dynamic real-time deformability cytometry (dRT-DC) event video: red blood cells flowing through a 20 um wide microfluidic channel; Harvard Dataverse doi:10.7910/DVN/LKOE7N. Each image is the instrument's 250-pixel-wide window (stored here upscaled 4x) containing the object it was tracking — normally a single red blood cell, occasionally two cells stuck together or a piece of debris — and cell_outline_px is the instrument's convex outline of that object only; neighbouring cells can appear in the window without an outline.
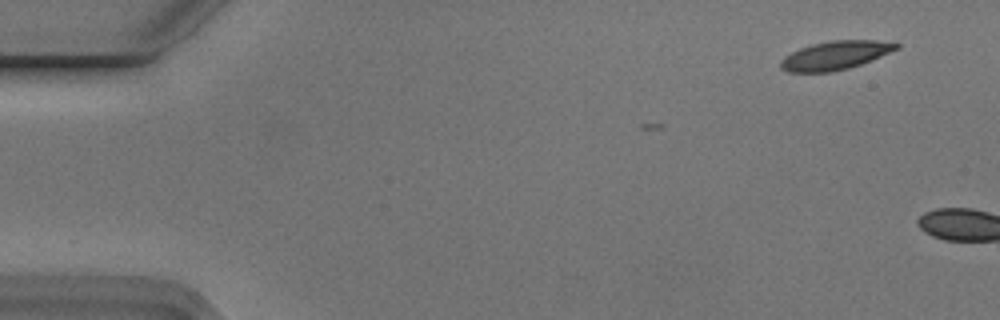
{"species": "Egyptian fruit bat (a non-hibernating species)", "species_latin": "Rousettus aegyptiacus", "temperature_condition": "cold", "stored_images_in_passage": 2, "camera_frame_rate_fps": 3000, "um_per_image_px": 0.085, "animal": {"sex": "male"}, "frame": {"image": 1, "passage_image": 2, "time_ms": 0.333, "image_size_px": [1000, 320], "cell_outline_px": [[900, 48], [860, 64], [848, 68], [832, 72], [788, 72], [780, 68], [780, 60], [784, 56], [800, 48], [812, 44], [828, 40], [876, 40], [900, 44]], "centroid_in_image_um": [70.96, 4.7], "position_along_channel_um": 14.0, "area_um2": 19.25}}